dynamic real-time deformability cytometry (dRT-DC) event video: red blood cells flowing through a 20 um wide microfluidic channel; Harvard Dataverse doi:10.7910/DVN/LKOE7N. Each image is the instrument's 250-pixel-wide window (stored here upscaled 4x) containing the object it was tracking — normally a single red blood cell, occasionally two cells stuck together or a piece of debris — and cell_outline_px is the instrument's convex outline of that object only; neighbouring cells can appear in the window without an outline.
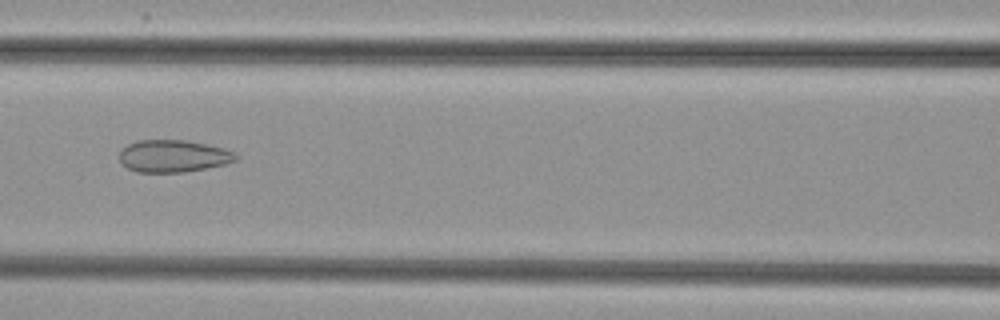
{"species": "common noctule bat (a hibernating species)", "species_latin": "Nyctalus noctula", "temperature_condition": "cold", "stored_images_in_passage": 53, "camera_frame_rate_fps": 3000, "um_per_image_px": 0.085, "animal": {"sex": "female", "body_mass_g": 29.2, "forearm_length_mm": 56.3}, "frame": {"image": 1, "passage_image": 24, "time_ms": 7.667, "image_size_px": [1000, 320], "cell_outline_px": [[240, 156], [236, 160], [224, 164], [184, 172], [136, 172], [128, 168], [120, 160], [120, 148], [136, 140], [184, 140], [224, 148]], "centroid_in_image_um": [14.7, 13.26], "position_along_channel_um": 151.9, "area_um2": 21.73}}
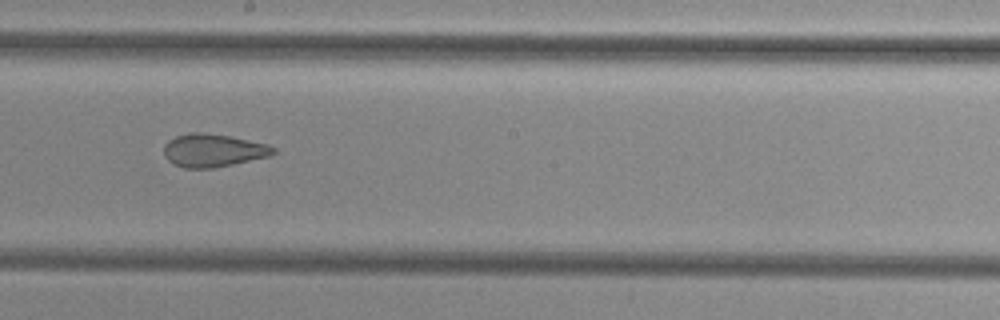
{"frame": {"image": 2, "passage_image": 30, "time_ms": 9.667, "image_size_px": [1000, 320], "cell_outline_px": [[276, 152], [268, 156], [232, 164], [212, 168], [184, 168], [172, 164], [164, 156], [164, 144], [168, 140], [176, 136], [188, 132], [204, 132], [232, 136], [268, 144], [276, 148]], "centroid_in_image_um": [18.09, 12.77], "position_along_channel_um": 230.1, "area_um2": 21.21}}
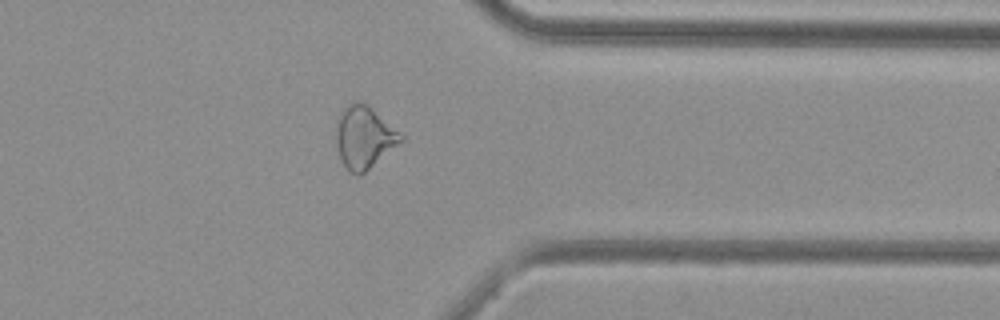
{"frame": {"image": 3, "passage_image": 42, "time_ms": 13.667, "image_size_px": [1000, 320], "cell_outline_px": [[404, 140], [360, 176], [356, 176], [348, 172], [340, 156], [336, 144], [336, 120], [344, 108], [348, 104], [356, 100], [360, 100], [368, 104], [400, 132], [404, 136]], "centroid_in_image_um": [30.94, 11.66], "position_along_channel_um": 380.5, "area_um2": 23.7}}